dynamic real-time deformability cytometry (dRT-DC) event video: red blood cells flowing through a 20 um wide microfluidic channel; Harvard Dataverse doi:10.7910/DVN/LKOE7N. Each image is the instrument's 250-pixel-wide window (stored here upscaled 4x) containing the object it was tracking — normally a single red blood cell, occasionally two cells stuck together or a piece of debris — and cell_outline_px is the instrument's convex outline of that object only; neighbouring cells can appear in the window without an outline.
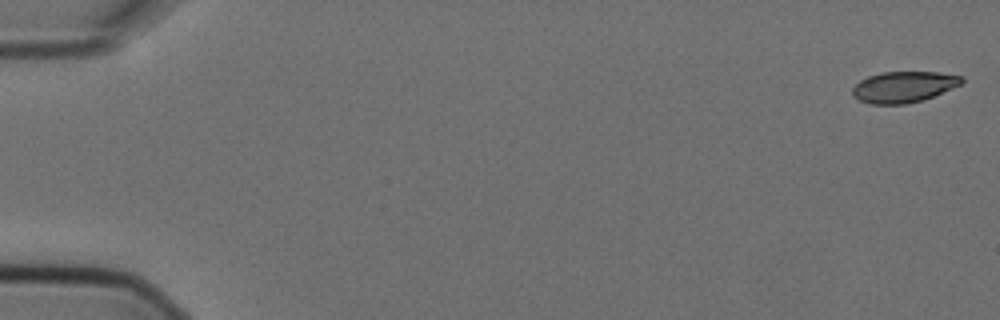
{"species": "Egyptian fruit bat (a non-hibernating species)", "species_latin": "Rousettus aegyptiacus", "temperature_condition": "cold", "stored_images_in_passage": 9, "camera_frame_rate_fps": 3000, "um_per_image_px": 0.085, "animal": {"sex": "female"}, "frame": {"image": 1, "passage_image": 1, "time_ms": 0.0, "image_size_px": [1000, 320], "cell_outline_px": [[964, 80], [960, 84], [952, 88], [932, 96], [920, 100], [904, 104], [872, 104], [860, 100], [852, 96], [852, 88], [860, 80], [868, 76], [880, 72], [940, 72], [964, 76]], "centroid_in_image_um": [76.79, 7.37], "position_along_channel_um": 8.2, "area_um2": 19.65}}
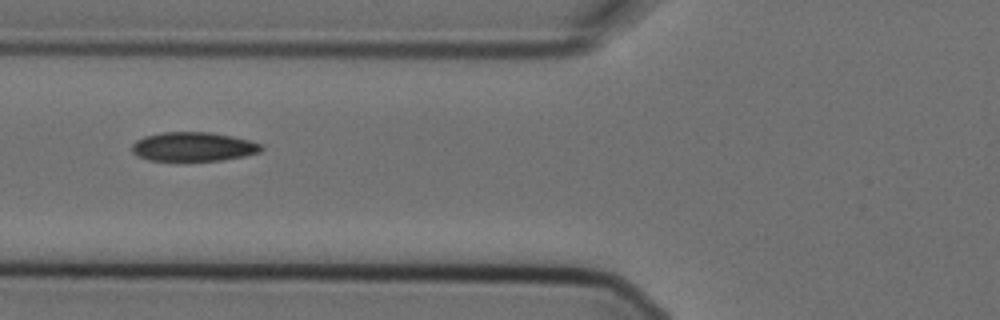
{"frame": {"image": 2, "passage_image": 7, "time_ms": 2.0, "image_size_px": [1000, 320], "cell_outline_px": [[264, 148], [260, 152], [244, 156], [220, 160], [148, 160], [136, 156], [132, 152], [132, 144], [136, 140], [144, 136], [164, 132], [212, 132], [252, 140], [264, 144]], "centroid_in_image_um": [16.46, 12.46], "position_along_channel_um": 109.3, "area_um2": 22.08}}
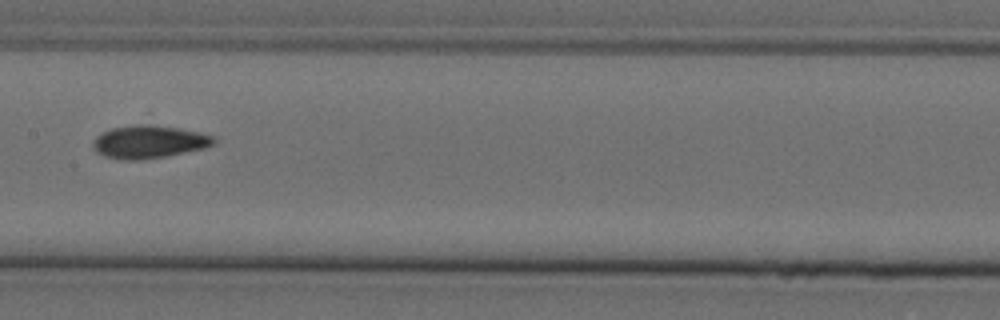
{"frame": {"image": 3, "passage_image": 9, "time_ms": 2.667, "image_size_px": [1000, 320], "cell_outline_px": [[216, 140], [212, 144], [204, 148], [164, 156], [140, 160], [124, 160], [104, 156], [96, 152], [92, 148], [92, 144], [96, 136], [112, 128], [136, 124], [148, 124], [176, 128], [200, 132], [212, 136]], "centroid_in_image_um": [12.61, 12.06], "position_along_channel_um": 194.8, "area_um2": 22.89}}